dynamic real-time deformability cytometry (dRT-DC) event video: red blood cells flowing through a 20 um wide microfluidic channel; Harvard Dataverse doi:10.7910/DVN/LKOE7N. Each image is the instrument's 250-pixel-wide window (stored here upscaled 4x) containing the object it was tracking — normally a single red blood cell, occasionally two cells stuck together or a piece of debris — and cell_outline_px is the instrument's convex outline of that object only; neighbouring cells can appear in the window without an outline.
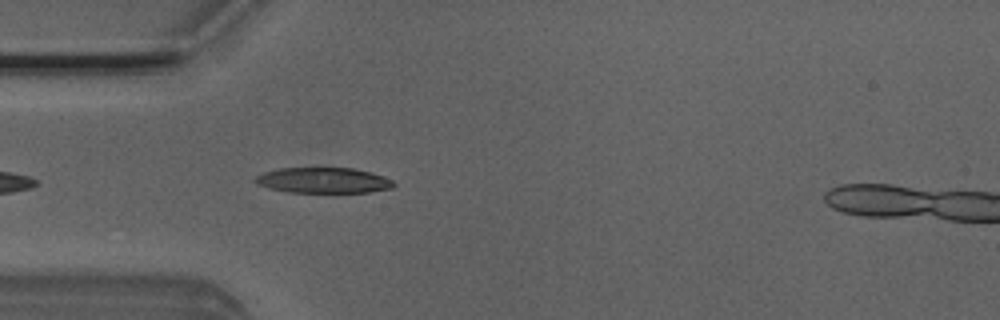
{"species": "Egyptian fruit bat (a non-hibernating species)", "species_latin": "Rousettus aegyptiacus", "temperature_condition": "room temperature", "stored_images_in_passage": 24, "camera_frame_rate_fps": 3000, "um_per_image_px": 0.085, "animal": {"sex": "male"}, "frame": {"image": 1, "passage_image": 3, "time_ms": 0.667, "image_size_px": [1000, 320], "cell_outline_px": [[396, 184], [392, 188], [368, 192], [288, 192], [268, 188], [256, 184], [252, 180], [256, 176], [264, 172], [280, 168], [352, 168], [372, 172], [392, 180]], "centroid_in_image_um": [27.46, 15.33], "position_along_channel_um": 57.5, "area_um2": 20.63}}
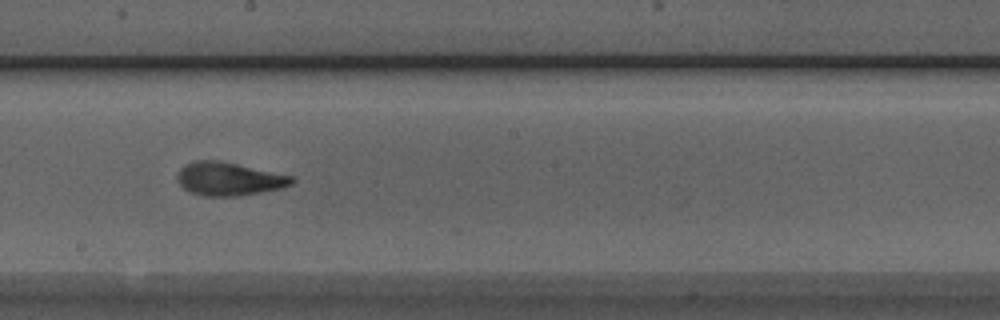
{"frame": {"image": 2, "passage_image": 16, "time_ms": 5.0, "image_size_px": [1000, 320], "cell_outline_px": [[296, 180], [292, 184], [280, 188], [260, 192], [236, 196], [204, 196], [188, 192], [180, 184], [176, 176], [180, 168], [184, 164], [196, 160], [220, 160], [296, 176]], "centroid_in_image_um": [19.47, 15.19], "position_along_channel_um": 228.7, "area_um2": 22.48}}
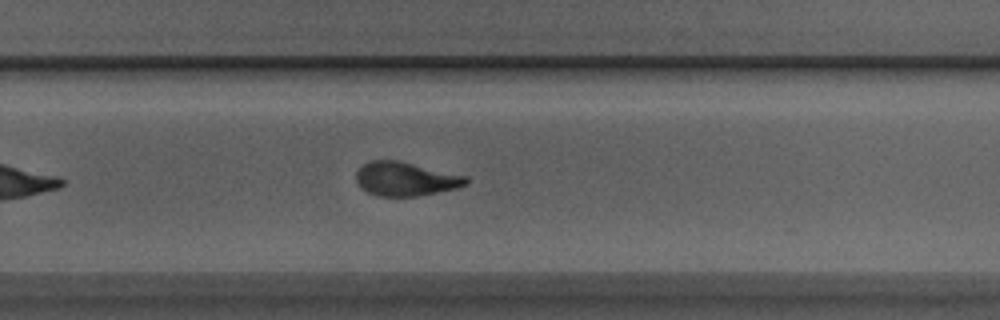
{"frame": {"image": 3, "passage_image": 21, "time_ms": 6.667, "image_size_px": [1000, 320], "cell_outline_px": [[468, 184], [456, 188], [416, 196], [376, 196], [368, 192], [356, 180], [356, 172], [368, 160], [400, 160], [468, 176]], "centroid_in_image_um": [34.49, 15.19], "position_along_channel_um": 295.3, "area_um2": 21.68}}